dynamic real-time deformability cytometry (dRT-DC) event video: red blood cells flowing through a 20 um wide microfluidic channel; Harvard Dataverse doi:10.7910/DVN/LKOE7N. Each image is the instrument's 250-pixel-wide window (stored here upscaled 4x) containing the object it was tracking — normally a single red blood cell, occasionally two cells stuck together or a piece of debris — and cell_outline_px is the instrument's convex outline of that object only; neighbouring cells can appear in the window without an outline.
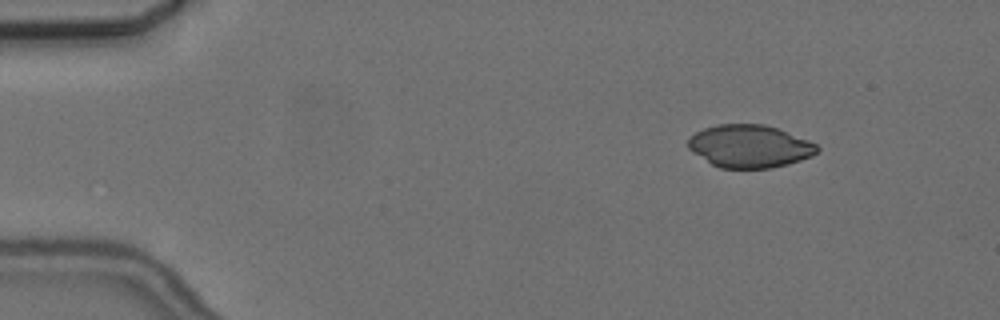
{"species": "common noctule bat (a hibernating species)", "species_latin": "Nyctalus noctula", "temperature_condition": "cold", "stored_images_in_passage": 10, "camera_frame_rate_fps": 3000, "um_per_image_px": 0.085, "animal": {"sex": "female", "body_mass_g": 24.6, "forearm_length_mm": 56.2}, "frame": {"image": 1, "passage_image": 2, "time_ms": 1.0, "image_size_px": [1000, 320], "cell_outline_px": [[820, 148], [812, 156], [788, 164], [772, 168], [720, 168], [712, 164], [692, 152], [688, 148], [688, 140], [696, 132], [704, 128], [716, 124], [764, 124], [776, 128], [808, 140], [816, 144]], "centroid_in_image_um": [63.71, 12.43], "position_along_channel_um": 21.3, "area_um2": 31.96}}